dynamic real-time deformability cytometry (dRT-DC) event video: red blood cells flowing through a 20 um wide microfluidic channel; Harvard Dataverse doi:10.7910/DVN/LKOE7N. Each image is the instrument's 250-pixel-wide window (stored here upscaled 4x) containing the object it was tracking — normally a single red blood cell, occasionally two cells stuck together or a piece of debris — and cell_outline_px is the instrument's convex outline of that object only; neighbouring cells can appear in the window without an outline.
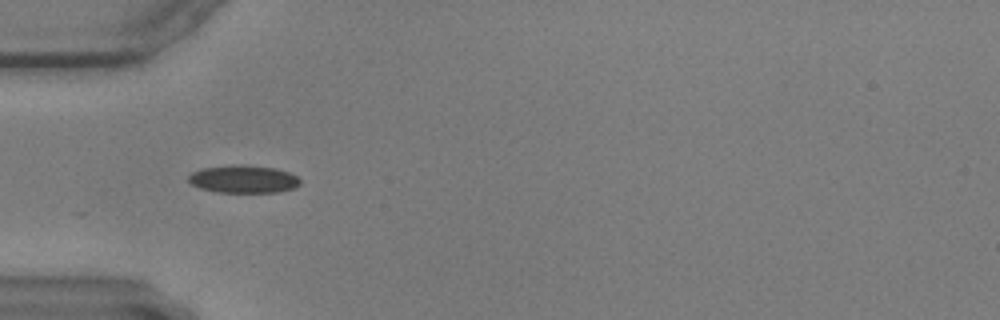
{"species": "common noctule bat (a hibernating species)", "species_latin": "Nyctalus noctula", "temperature_condition": "warm", "stored_images_in_passage": 41, "camera_frame_rate_fps": 3000, "um_per_image_px": 0.085, "animal": {"sex": "male", "body_mass_g": 17.9, "forearm_length_mm": 54.2}, "frame": {"image": 1, "passage_image": 1, "time_ms": 0.0, "image_size_px": [1000, 320], "cell_outline_px": [[300, 184], [292, 188], [276, 192], [216, 192], [200, 188], [192, 184], [188, 180], [188, 176], [192, 172], [200, 168], [232, 164], [244, 164], [276, 168], [288, 172], [296, 176], [300, 180]], "centroid_in_image_um": [20.65, 15.2], "position_along_channel_um": 64.3, "area_um2": 18.15}}
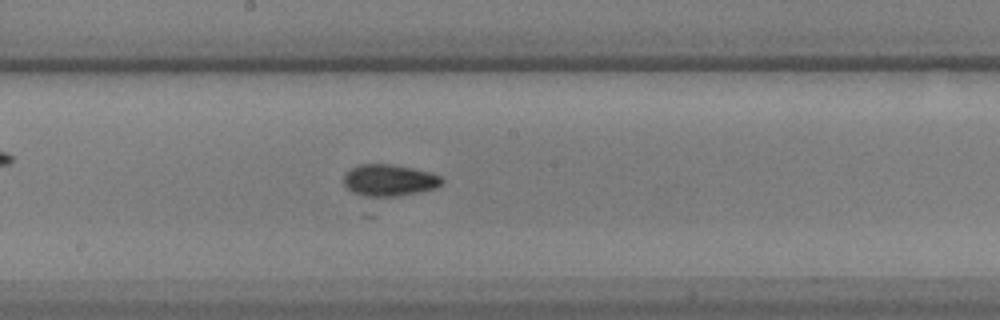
{"frame": {"image": 2, "passage_image": 14, "time_ms": 4.333, "image_size_px": [1000, 320], "cell_outline_px": [[444, 180], [436, 188], [420, 192], [400, 196], [376, 200], [372, 200], [352, 192], [344, 184], [344, 172], [348, 168], [360, 164], [392, 164], [432, 172], [440, 176]], "centroid_in_image_um": [33.04, 15.36], "position_along_channel_um": 215.2, "area_um2": 18.96}}
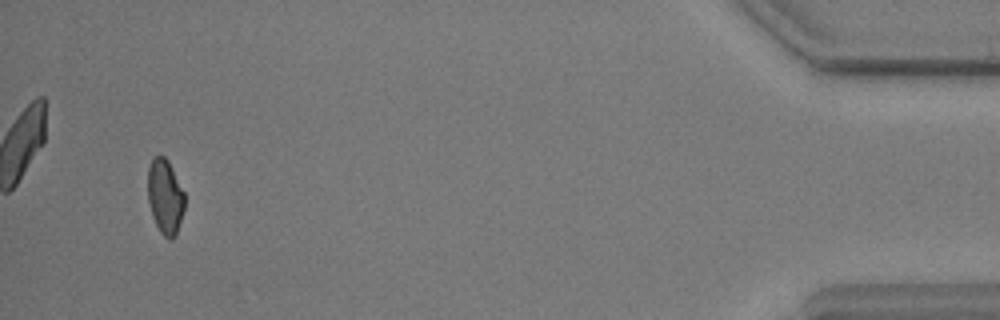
{"frame": {"image": 3, "passage_image": 38, "time_ms": 12.333, "image_size_px": [1000, 320], "cell_outline_px": [[184, 208], [176, 236], [172, 240], [168, 240], [160, 232], [152, 216], [148, 200], [148, 168], [152, 156], [164, 156], [168, 160], [184, 192]], "centroid_in_image_um": [14.03, 16.72], "position_along_channel_um": 421.2, "area_um2": 16.13}}